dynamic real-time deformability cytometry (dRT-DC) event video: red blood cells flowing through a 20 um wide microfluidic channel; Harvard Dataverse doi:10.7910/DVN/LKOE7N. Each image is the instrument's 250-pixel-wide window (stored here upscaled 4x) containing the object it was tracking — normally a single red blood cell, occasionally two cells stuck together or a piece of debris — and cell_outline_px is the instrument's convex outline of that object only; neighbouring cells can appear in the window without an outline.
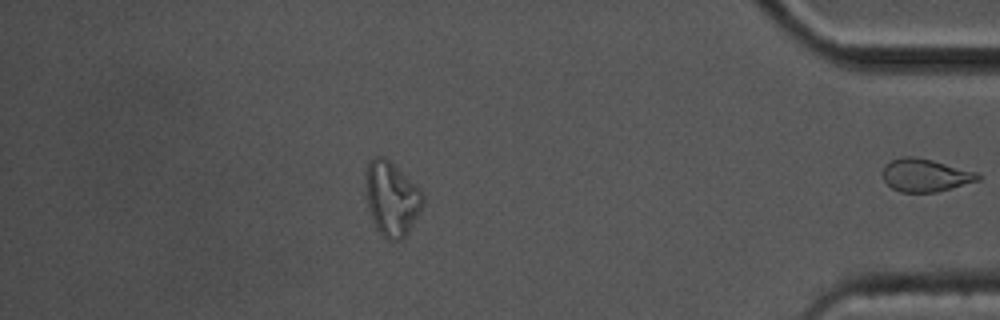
{"species": "common noctule bat (a hibernating species)", "species_latin": "Nyctalus noctula", "temperature_condition": "cold", "stored_images_in_passage": 52, "segment_of_instrument_passage": [2, 2], "camera_frame_rate_fps": 3000, "um_per_image_px": 0.085, "animal": {"sex": "male", "body_mass_g": 17.5, "forearm_length_mm": 52.3}, "frame": {"image": 1, "passage_image": 52, "time_ms": 17.0, "image_size_px": [1000, 320], "cell_outline_px": [[984, 176], [980, 180], [936, 192], [900, 192], [892, 188], [884, 180], [884, 164], [900, 156], [916, 156], [932, 160], [976, 172]], "centroid_in_image_um": [78.66, 14.88], "position_along_channel_um": 356.5, "area_um2": 18.21}}